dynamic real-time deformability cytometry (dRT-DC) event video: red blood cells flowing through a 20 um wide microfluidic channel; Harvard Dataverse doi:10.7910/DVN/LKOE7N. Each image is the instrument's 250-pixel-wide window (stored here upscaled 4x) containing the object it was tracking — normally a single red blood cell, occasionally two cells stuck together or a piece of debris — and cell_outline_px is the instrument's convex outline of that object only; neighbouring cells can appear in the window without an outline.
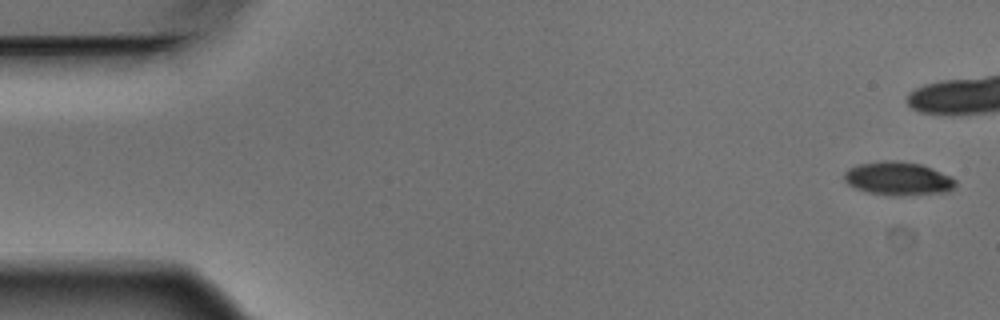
{"species": "Egyptian fruit bat (a non-hibernating species)", "species_latin": "Rousettus aegyptiacus", "temperature_condition": "warm", "stored_images_in_passage": 5, "segment_of_instrument_passage": [2, 2], "camera_frame_rate_fps": 3000, "um_per_image_px": 0.085, "animal": {"sex": "male"}, "frame": {"image": 1, "passage_image": 5, "time_ms": 1.333, "image_size_px": [1000, 320], "cell_outline_px": [[956, 188], [948, 192], [896, 196], [868, 192], [856, 188], [848, 184], [844, 180], [844, 172], [848, 168], [856, 164], [884, 160], [900, 160], [920, 164], [932, 168], [952, 176], [956, 180]], "centroid_in_image_um": [76.36, 15.17], "position_along_channel_um": 8.6, "area_um2": 22.02}}